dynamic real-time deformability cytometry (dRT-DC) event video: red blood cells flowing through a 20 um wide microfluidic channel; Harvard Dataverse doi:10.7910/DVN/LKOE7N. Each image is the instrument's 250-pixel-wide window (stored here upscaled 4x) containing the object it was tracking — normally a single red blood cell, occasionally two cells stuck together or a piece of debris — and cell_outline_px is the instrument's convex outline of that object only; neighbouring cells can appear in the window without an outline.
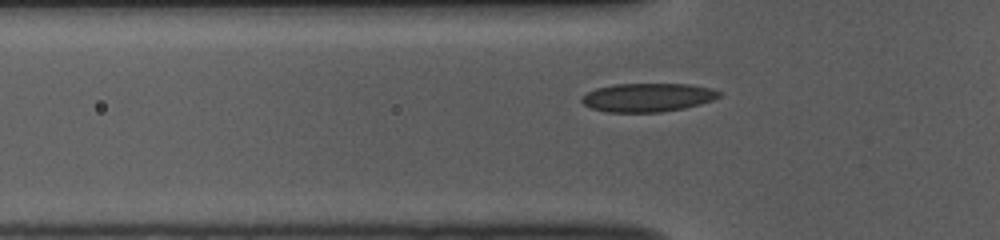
{"species": "common noctule bat (a hibernating species)", "species_latin": "Nyctalus noctula", "temperature_condition": "room temperature", "stored_images_in_passage": 35, "camera_frame_rate_fps": 3000, "um_per_image_px": 0.085, "animal": {"sex": "female", "body_mass_g": 10.0, "forearm_length_mm": 53.1}, "frame": {"image": 1, "passage_image": 9, "time_ms": 2.667, "image_size_px": [1000, 240], "cell_outline_px": [[724, 92], [720, 96], [712, 100], [700, 104], [684, 108], [660, 112], [608, 112], [592, 108], [584, 104], [580, 100], [580, 96], [596, 88], [616, 84], [688, 84], [712, 88]], "centroid_in_image_um": [55.07, 8.28], "position_along_channel_um": 70.7, "area_um2": 22.95}}
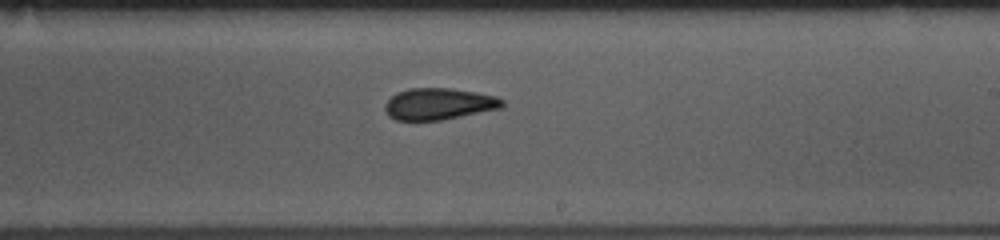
{"frame": {"image": 2, "passage_image": 23, "time_ms": 7.333, "image_size_px": [1000, 240], "cell_outline_px": [[504, 104], [500, 108], [440, 120], [396, 120], [388, 116], [384, 108], [384, 104], [396, 92], [408, 88], [448, 88], [476, 92], [496, 96], [504, 100]], "centroid_in_image_um": [37.26, 8.82], "position_along_channel_um": 251.7, "area_um2": 21.5}}
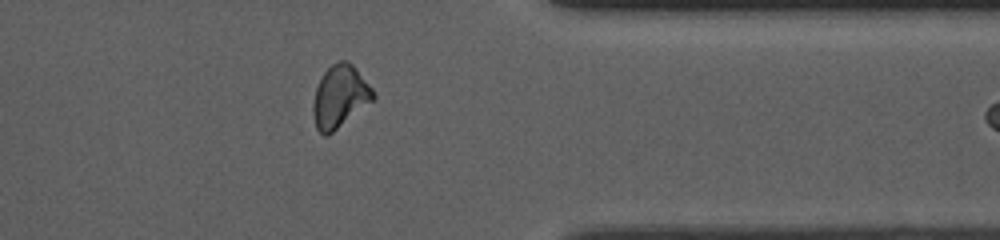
{"frame": {"image": 3, "passage_image": 34, "time_ms": 11.0, "image_size_px": [1000, 240], "cell_outline_px": [[376, 96], [372, 100], [328, 136], [324, 136], [316, 128], [312, 112], [312, 104], [316, 88], [324, 72], [332, 64], [340, 60], [344, 60], [352, 64], [356, 68], [372, 88]], "centroid_in_image_um": [28.86, 8.21], "position_along_channel_um": 382.5, "area_um2": 21.56}}